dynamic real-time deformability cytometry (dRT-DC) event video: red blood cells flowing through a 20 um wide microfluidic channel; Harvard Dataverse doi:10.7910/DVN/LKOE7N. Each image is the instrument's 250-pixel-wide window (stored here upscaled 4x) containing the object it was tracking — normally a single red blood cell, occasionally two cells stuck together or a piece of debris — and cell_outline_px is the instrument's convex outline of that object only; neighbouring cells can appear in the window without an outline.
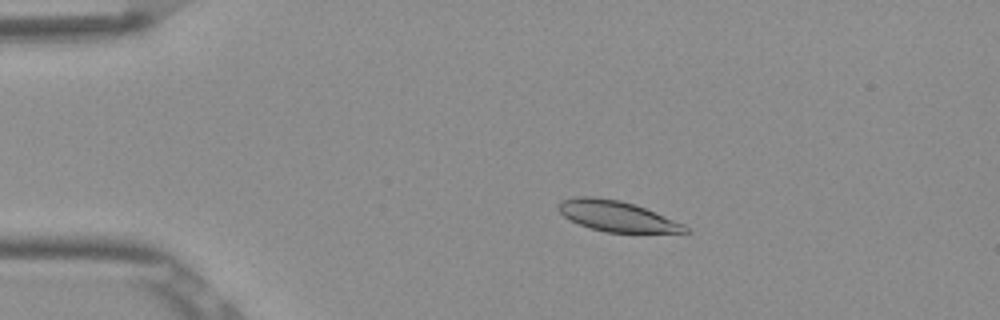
{"species": "Egyptian fruit bat (a non-hibernating species)", "species_latin": "Rousettus aegyptiacus", "temperature_condition": "room temperature", "stored_images_in_passage": 52, "camera_frame_rate_fps": 3000, "um_per_image_px": 0.085, "frame": {"image": 1, "passage_image": 10, "time_ms": 3.0, "image_size_px": [1000, 320], "cell_outline_px": [[692, 232], [608, 232], [592, 228], [580, 224], [564, 216], [556, 208], [560, 200], [576, 196], [592, 196], [620, 200], [644, 208], [684, 224]], "centroid_in_image_um": [52.39, 18.35], "position_along_channel_um": 32.6, "area_um2": 22.2}}
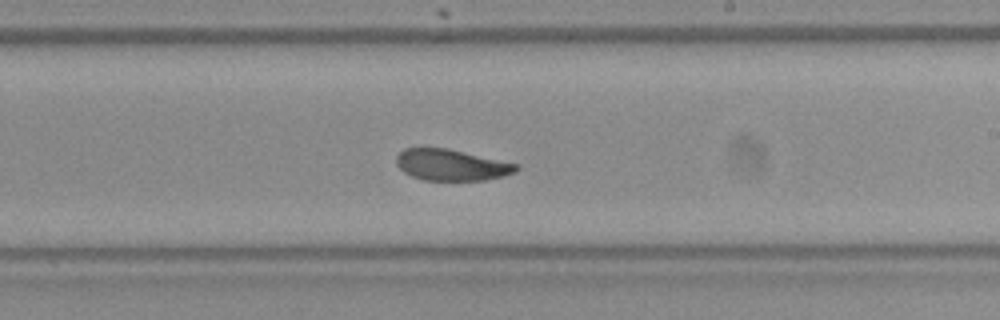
{"frame": {"image": 2, "passage_image": 31, "time_ms": 10.0, "image_size_px": [1000, 320], "cell_outline_px": [[520, 168], [516, 172], [504, 176], [484, 180], [424, 180], [412, 176], [404, 172], [396, 164], [396, 156], [404, 148], [448, 148], [520, 164]], "centroid_in_image_um": [38.41, 14.02], "position_along_channel_um": 250.6, "area_um2": 21.96}}
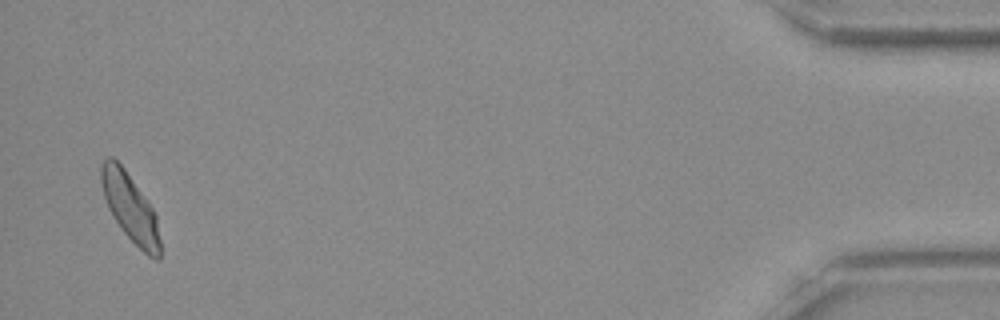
{"frame": {"image": 3, "passage_image": 51, "time_ms": 16.667, "image_size_px": [1000, 320], "cell_outline_px": [[160, 260], [156, 260], [148, 256], [120, 228], [108, 208], [104, 196], [100, 180], [100, 164], [108, 156], [112, 156], [124, 168], [152, 208], [156, 216], [160, 240]], "centroid_in_image_um": [11.04, 17.64], "position_along_channel_um": 424.2, "area_um2": 23.0}, "authors_computed_cell_mechanics": {"area_um2": 23.2934, "velocity_mm_per_s": 3.8408, "shape_relaxation_time_tau1_ms": 3.429, "shape_relaxation_time_tau2_ms": 1.3166, "deformation_change_tau1": 0.1018, "deformation_change_tau2": 0.0612}}